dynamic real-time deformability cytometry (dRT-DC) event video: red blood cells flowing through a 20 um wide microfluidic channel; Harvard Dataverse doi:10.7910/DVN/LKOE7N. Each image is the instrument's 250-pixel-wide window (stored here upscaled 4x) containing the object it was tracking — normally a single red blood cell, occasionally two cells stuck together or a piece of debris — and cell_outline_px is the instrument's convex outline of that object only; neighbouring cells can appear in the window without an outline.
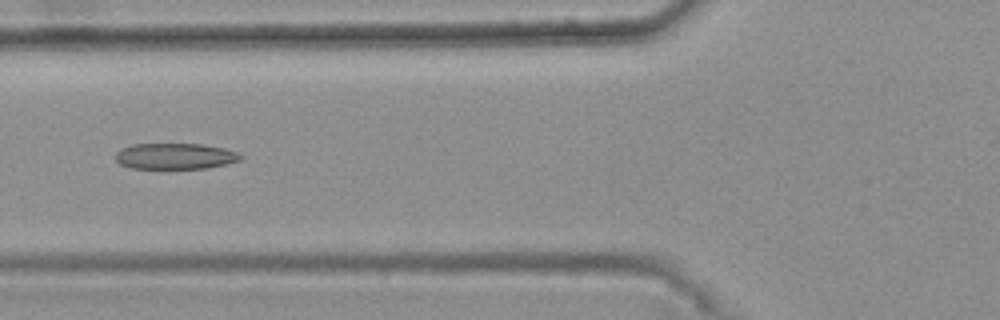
{"species": "common noctule bat (a hibernating species)", "species_latin": "Nyctalus noctula", "temperature_condition": "warm", "stored_images_in_passage": 47, "camera_frame_rate_fps": 3000, "um_per_image_px": 0.085, "animal": {"sex": "female", "body_mass_g": 25.1}, "frame": {"image": 1, "passage_image": 21, "time_ms": 6.667, "image_size_px": [1000, 320], "cell_outline_px": [[244, 156], [240, 160], [224, 164], [204, 168], [132, 168], [120, 164], [116, 160], [116, 152], [132, 144], [200, 144], [224, 148], [236, 152]], "centroid_in_image_um": [14.88, 13.27], "position_along_channel_um": 110.9, "area_um2": 18.67}, "authors_computed_cell_mechanics": {"area_um2": 19.4786, "velocity_mm_per_s": 3.7678, "shape_relaxation_time_tau1_ms": null, "shape_relaxation_time_tau2_ms": 2.9151, "deformation_change_tau1": null, "deformation_change_tau2": 0.1254}}